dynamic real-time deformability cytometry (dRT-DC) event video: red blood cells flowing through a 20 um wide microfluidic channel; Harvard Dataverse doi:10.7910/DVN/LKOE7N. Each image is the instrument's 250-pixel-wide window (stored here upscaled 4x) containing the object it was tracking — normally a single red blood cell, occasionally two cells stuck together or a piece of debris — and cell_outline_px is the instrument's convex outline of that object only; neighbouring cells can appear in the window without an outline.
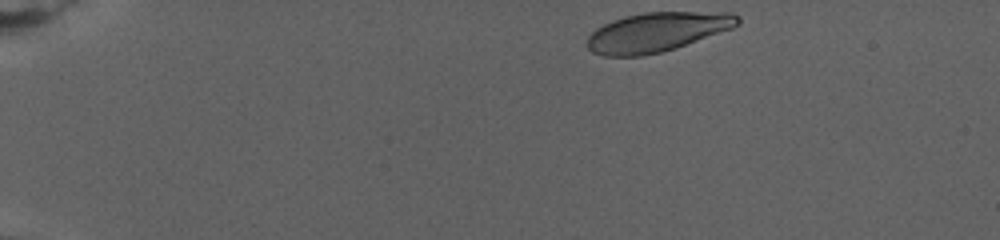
{"species": "human", "species_latin": "Homo sapiens", "temperature_condition": "warm", "stored_images_in_passage": 29, "camera_frame_rate_fps": 3000, "um_per_image_px": 0.085, "donor": {"sex": "female"}, "frame": {"image": 1, "passage_image": 1, "time_ms": 0.0, "image_size_px": [1000, 240], "cell_outline_px": [[740, 24], [732, 28], [676, 48], [660, 52], [640, 56], [604, 56], [592, 52], [588, 48], [588, 36], [596, 28], [612, 20], [624, 16], [644, 12], [732, 12], [740, 16]], "centroid_in_image_um": [55.86, 2.71], "position_along_channel_um": 29.1, "area_um2": 34.51}}
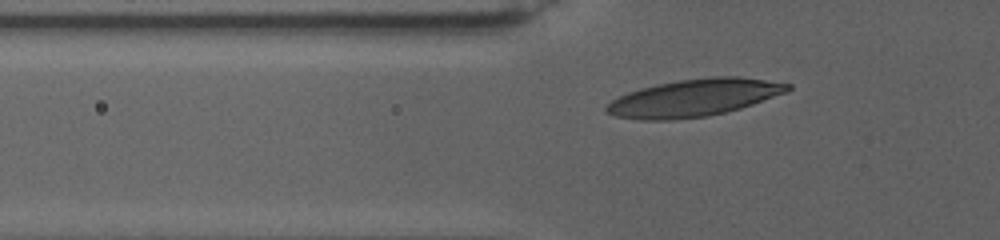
{"frame": {"image": 2, "passage_image": 21, "time_ms": 5.0, "image_size_px": [1000, 240], "cell_outline_px": [[792, 88], [788, 92], [740, 108], [708, 116], [672, 120], [640, 120], [616, 116], [608, 112], [604, 108], [612, 100], [628, 92], [640, 88], [656, 84], [680, 80], [712, 76], [740, 76], [792, 84]], "centroid_in_image_um": [59.02, 8.31], "position_along_channel_um": 66.8, "area_um2": 39.3}}
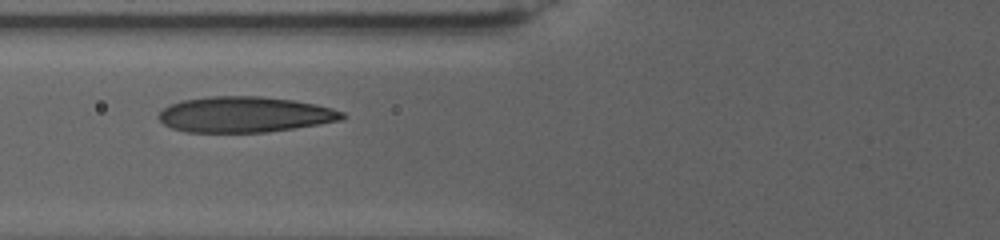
{"frame": {"image": 3, "passage_image": 28, "time_ms": 6.667, "image_size_px": [1000, 240], "cell_outline_px": [[348, 116], [340, 120], [292, 128], [264, 132], [188, 132], [172, 128], [164, 124], [156, 116], [168, 104], [180, 100], [208, 96], [260, 96], [292, 100], [316, 104], [332, 108], [344, 112]], "centroid_in_image_um": [20.76, 9.72], "position_along_channel_um": 105.0, "area_um2": 38.15}}